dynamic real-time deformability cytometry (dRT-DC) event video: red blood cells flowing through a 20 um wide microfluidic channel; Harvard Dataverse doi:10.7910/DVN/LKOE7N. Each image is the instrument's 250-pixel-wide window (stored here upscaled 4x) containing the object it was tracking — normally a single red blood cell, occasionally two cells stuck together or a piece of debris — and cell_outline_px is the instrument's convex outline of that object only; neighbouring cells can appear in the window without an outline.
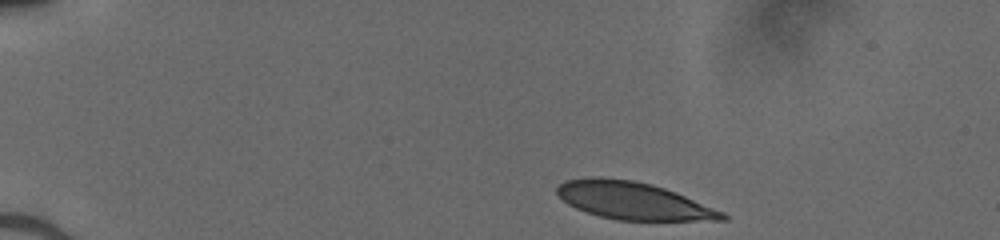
{"species": "human", "species_latin": "Homo sapiens", "temperature_condition": "cold", "stored_images_in_passage": 42, "camera_frame_rate_fps": 3000, "um_per_image_px": 0.085, "donor": {"sex": "male"}, "frame": {"image": 1, "passage_image": 1, "time_ms": 0.0, "image_size_px": [1000, 240], "cell_outline_px": [[728, 220], [616, 220], [600, 216], [576, 208], [568, 204], [556, 192], [556, 188], [564, 180], [588, 176], [600, 176], [636, 180], [652, 184], [676, 192], [724, 212], [728, 216]], "centroid_in_image_um": [53.81, 17.04], "position_along_channel_um": 31.2, "area_um2": 36.13}}
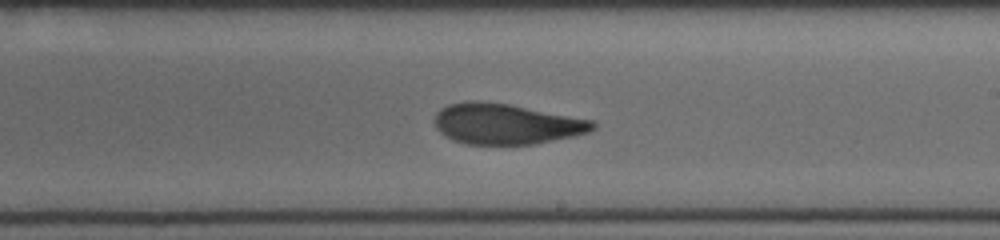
{"frame": {"image": 2, "passage_image": 23, "time_ms": 7.333, "image_size_px": [1000, 240], "cell_outline_px": [[596, 128], [588, 132], [572, 136], [532, 144], [464, 144], [452, 140], [444, 136], [436, 128], [432, 120], [436, 112], [440, 108], [448, 104], [476, 100], [508, 104], [596, 120]], "centroid_in_image_um": [42.99, 10.53], "position_along_channel_um": 246.0, "area_um2": 37.63}}
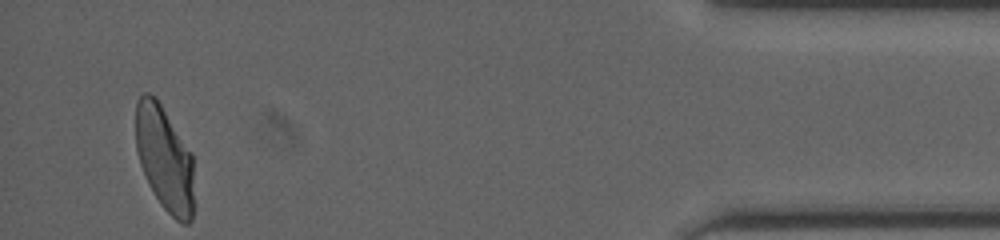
{"frame": {"image": 3, "passage_image": 40, "time_ms": 13.0, "image_size_px": [1000, 240], "cell_outline_px": [[192, 220], [188, 224], [184, 224], [176, 220], [160, 204], [148, 184], [140, 164], [136, 148], [136, 100], [144, 92], [148, 92], [156, 96], [192, 152]], "centroid_in_image_um": [13.97, 13.43], "position_along_channel_um": 421.2, "area_um2": 35.72}}